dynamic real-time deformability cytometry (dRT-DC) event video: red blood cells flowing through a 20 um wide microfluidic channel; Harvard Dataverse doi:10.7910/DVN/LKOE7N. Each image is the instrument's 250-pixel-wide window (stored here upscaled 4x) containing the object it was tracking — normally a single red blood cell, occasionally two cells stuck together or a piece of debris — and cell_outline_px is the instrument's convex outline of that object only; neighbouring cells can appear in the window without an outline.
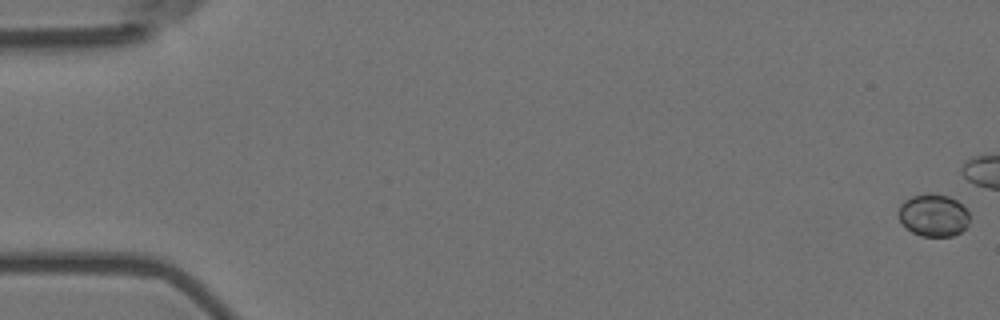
{"species": "Egyptian fruit bat (a non-hibernating species)", "species_latin": "Rousettus aegyptiacus", "temperature_condition": "room temperature", "stored_images_in_passage": 6, "camera_frame_rate_fps": 3000, "um_per_image_px": 0.085, "animal": {"sex": "female"}, "frame": {"image": 1, "passage_image": 1, "time_ms": 0.0, "image_size_px": [1000, 320], "cell_outline_px": [[968, 224], [960, 232], [952, 236], [920, 236], [912, 232], [900, 220], [896, 212], [900, 204], [904, 200], [912, 196], [928, 192], [948, 196], [956, 200], [968, 212]], "centroid_in_image_um": [79.3, 18.28], "position_along_channel_um": 5.7, "area_um2": 17.57}}